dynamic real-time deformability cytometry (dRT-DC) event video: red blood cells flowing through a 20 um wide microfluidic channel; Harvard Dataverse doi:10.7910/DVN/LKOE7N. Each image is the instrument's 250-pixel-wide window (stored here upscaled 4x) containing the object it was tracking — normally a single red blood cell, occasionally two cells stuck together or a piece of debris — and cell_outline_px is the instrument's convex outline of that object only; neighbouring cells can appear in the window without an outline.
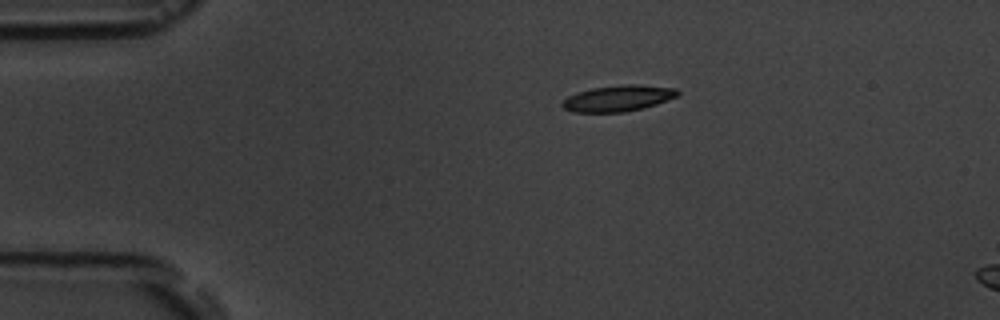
{"species": "common noctule bat (a hibernating species)", "species_latin": "Nyctalus noctula", "temperature_condition": "room temperature", "stored_images_in_passage": 3, "camera_frame_rate_fps": 3000, "um_per_image_px": 0.085, "animal": {"sex": "male", "body_mass_g": 19.5, "forearm_length_mm": 54.6}, "frame": {"image": 1, "passage_image": 1, "time_ms": 0.0, "image_size_px": [1000, 320], "cell_outline_px": [[680, 96], [644, 108], [624, 112], [572, 112], [564, 108], [560, 104], [568, 96], [576, 92], [592, 88], [624, 84], [640, 84], [676, 88], [680, 92]], "centroid_in_image_um": [52.57, 8.35], "position_along_channel_um": 32.4, "area_um2": 17.74}}